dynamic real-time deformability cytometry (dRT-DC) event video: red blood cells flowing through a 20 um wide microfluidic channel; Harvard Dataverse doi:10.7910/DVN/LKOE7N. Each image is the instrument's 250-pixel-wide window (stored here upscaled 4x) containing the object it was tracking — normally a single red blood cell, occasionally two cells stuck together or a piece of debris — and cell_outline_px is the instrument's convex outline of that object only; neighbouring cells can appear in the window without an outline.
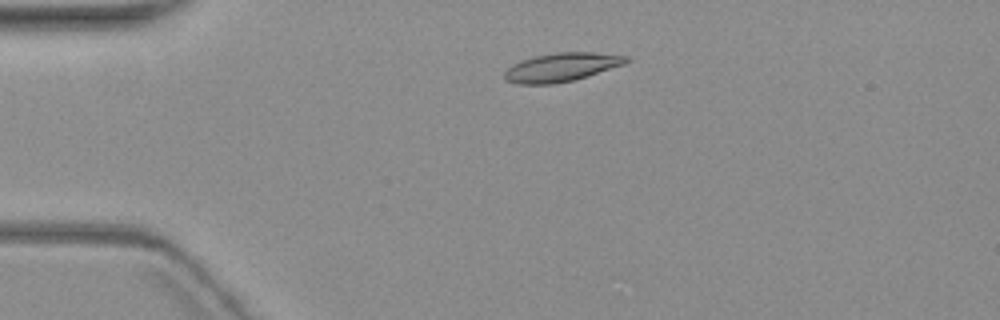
{"species": "common noctule bat (a hibernating species)", "species_latin": "Nyctalus noctula", "temperature_condition": "warm", "stored_images_in_passage": 4, "camera_frame_rate_fps": 3000, "um_per_image_px": 0.085, "animal": {"sex": "female", "body_mass_g": 19.3, "forearm_length_mm": 54.1}, "frame": {"image": 1, "passage_image": 3, "time_ms": 2.333, "image_size_px": [1000, 320], "cell_outline_px": [[632, 60], [624, 64], [576, 80], [552, 84], [516, 84], [504, 80], [504, 72], [512, 64], [520, 60], [536, 56], [556, 52], [592, 52], [628, 56]], "centroid_in_image_um": [47.72, 5.72], "position_along_channel_um": 37.3, "area_um2": 20.46}}